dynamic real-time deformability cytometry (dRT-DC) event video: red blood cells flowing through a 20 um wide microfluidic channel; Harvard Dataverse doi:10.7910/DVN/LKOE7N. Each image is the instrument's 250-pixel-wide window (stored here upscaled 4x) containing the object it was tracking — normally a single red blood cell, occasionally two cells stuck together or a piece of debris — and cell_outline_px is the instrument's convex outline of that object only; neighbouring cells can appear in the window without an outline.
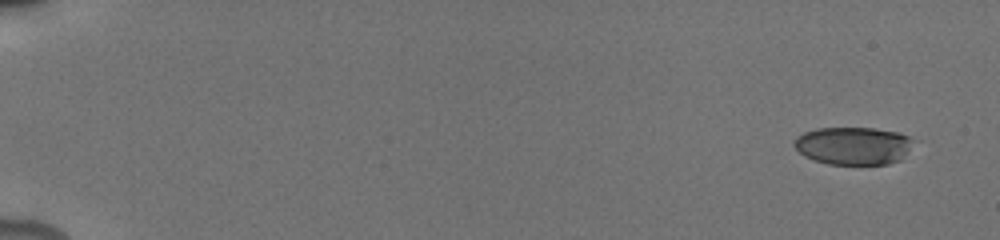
{"species": "human", "species_latin": "Homo sapiens", "temperature_condition": "cold", "stored_images_in_passage": 6, "camera_frame_rate_fps": 3000, "um_per_image_px": 0.085, "donor": {"sex": "male"}, "frame": {"image": 1, "passage_image": 1, "time_ms": 0.0, "image_size_px": [1000, 240], "cell_outline_px": [[912, 140], [908, 148], [900, 160], [888, 164], [828, 164], [812, 160], [804, 156], [792, 144], [796, 136], [804, 132], [816, 128], [872, 128], [896, 132], [908, 136]], "centroid_in_image_um": [72.45, 12.39], "position_along_channel_um": 12.6, "area_um2": 26.07}}
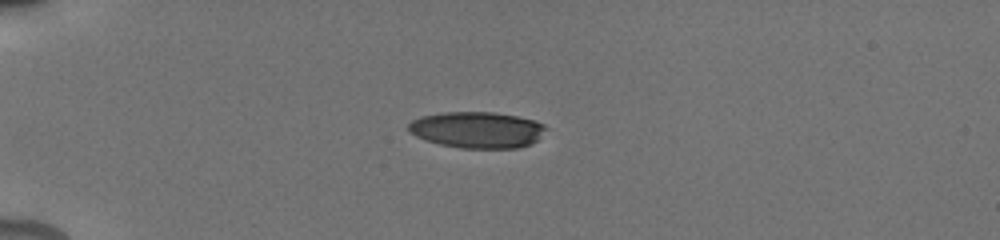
{"frame": {"image": 2, "passage_image": 5, "time_ms": 4.333, "image_size_px": [1000, 240], "cell_outline_px": [[548, 128], [532, 144], [516, 148], [460, 148], [440, 144], [416, 136], [408, 132], [408, 124], [412, 120], [420, 116], [444, 112], [496, 112], [536, 120], [544, 124]], "centroid_in_image_um": [40.57, 11.03], "position_along_channel_um": 44.4, "area_um2": 29.19}}